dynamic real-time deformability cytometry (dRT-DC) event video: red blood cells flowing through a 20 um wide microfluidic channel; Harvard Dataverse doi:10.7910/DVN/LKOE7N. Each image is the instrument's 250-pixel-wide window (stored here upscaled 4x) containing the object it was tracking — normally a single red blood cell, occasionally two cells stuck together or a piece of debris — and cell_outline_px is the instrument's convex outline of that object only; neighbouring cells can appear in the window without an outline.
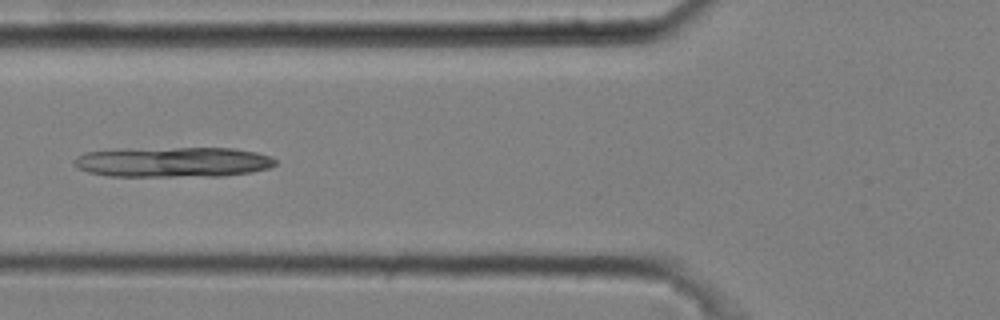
{"species": "common noctule bat (a hibernating species)", "species_latin": "Nyctalus noctula", "temperature_condition": "cold", "stored_images_in_passage": 8, "camera_frame_rate_fps": 3000, "um_per_image_px": 0.085, "animal": {"sex": "male", "body_mass_g": 20.4}, "frame": {"image": 1, "passage_image": 5, "time_ms": 1.333, "image_size_px": [1000, 320], "cell_outline_px": [[276, 164], [268, 168], [252, 172], [224, 176], [108, 176], [88, 172], [80, 168], [72, 160], [76, 156], [84, 152], [116, 148], [236, 148], [256, 152], [272, 156], [276, 160]], "centroid_in_image_um": [14.7, 13.76], "position_along_channel_um": 111.1, "area_um2": 35.89}}
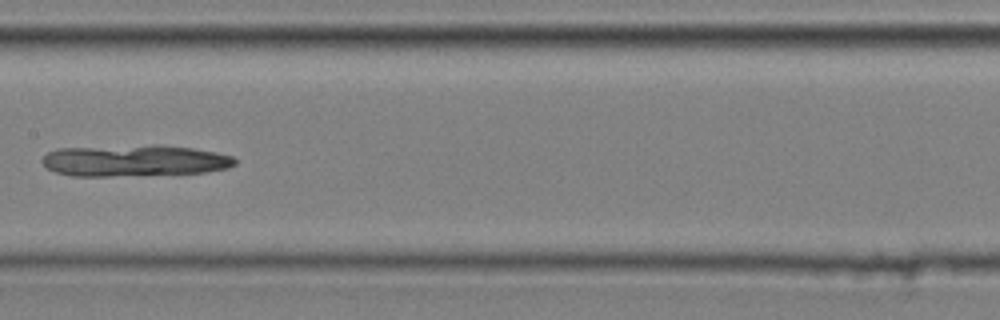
{"frame": {"image": 2, "passage_image": 7, "time_ms": 2.0, "image_size_px": [1000, 320], "cell_outline_px": [[236, 164], [228, 168], [204, 172], [112, 176], [72, 176], [56, 172], [48, 168], [40, 160], [48, 152], [56, 148], [152, 144], [156, 144], [192, 148], [216, 152], [232, 156], [236, 160]], "centroid_in_image_um": [11.4, 13.64], "position_along_channel_um": 196.0, "area_um2": 35.55}}
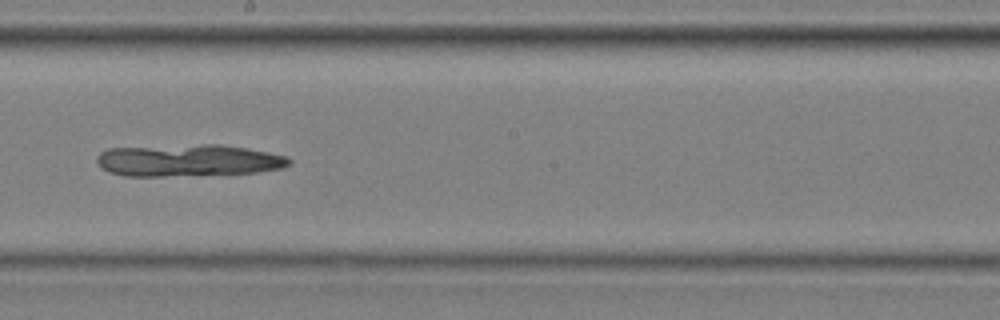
{"frame": {"image": 3, "passage_image": 8, "time_ms": 2.333, "image_size_px": [1000, 320], "cell_outline_px": [[292, 164], [284, 168], [256, 172], [164, 176], [124, 176], [108, 172], [100, 168], [96, 160], [96, 156], [100, 152], [108, 148], [200, 144], [220, 144], [248, 148], [288, 156], [292, 160]], "centroid_in_image_um": [16.0, 13.63], "position_along_channel_um": 232.2, "area_um2": 36.18}}